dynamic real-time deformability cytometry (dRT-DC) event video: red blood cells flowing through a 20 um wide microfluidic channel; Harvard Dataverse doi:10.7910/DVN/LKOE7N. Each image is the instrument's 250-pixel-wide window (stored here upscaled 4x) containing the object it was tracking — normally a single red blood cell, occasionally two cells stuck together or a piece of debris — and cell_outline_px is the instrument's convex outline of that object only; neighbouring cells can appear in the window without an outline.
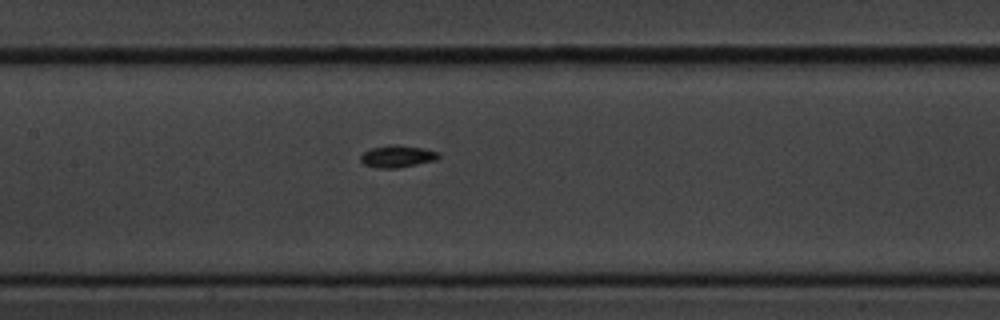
{"species": "common noctule bat (a hibernating species)", "species_latin": "Nyctalus noctula", "temperature_condition": "cold", "stored_images_in_passage": 43, "camera_frame_rate_fps": 3000, "um_per_image_px": 0.085, "animal": {"sex": "male", "body_mass_g": 20.1, "forearm_length_mm": 53.5}, "frame": {"image": 1, "passage_image": 18, "time_ms": 5.667, "image_size_px": [1000, 320], "cell_outline_px": [[440, 156], [436, 160], [396, 168], [376, 168], [364, 164], [360, 160], [360, 156], [364, 152], [372, 148], [388, 144], [396, 144], [424, 148], [440, 152]], "centroid_in_image_um": [33.78, 13.28], "position_along_channel_um": 173.6, "area_um2": 10.12}}
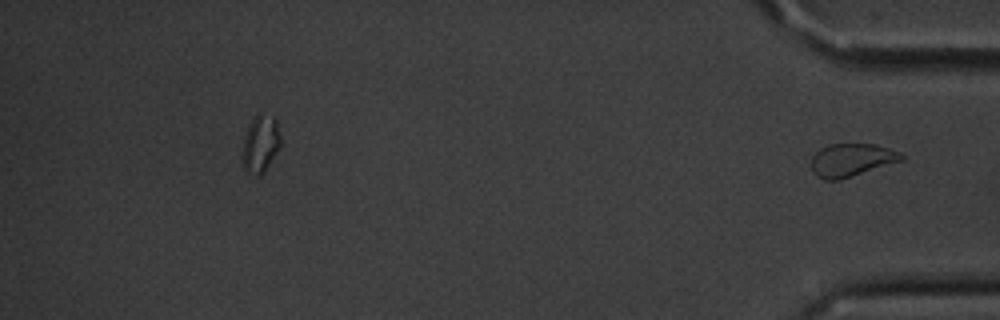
{"frame": {"image": 2, "passage_image": 43, "time_ms": 14.0, "image_size_px": [1000, 320], "cell_outline_px": [[904, 160], [840, 180], [824, 180], [816, 176], [812, 168], [812, 156], [820, 148], [828, 144], [872, 144], [888, 148], [900, 152], [904, 156]], "centroid_in_image_um": [72.38, 13.6], "position_along_channel_um": 362.8, "area_um2": 17.34}}